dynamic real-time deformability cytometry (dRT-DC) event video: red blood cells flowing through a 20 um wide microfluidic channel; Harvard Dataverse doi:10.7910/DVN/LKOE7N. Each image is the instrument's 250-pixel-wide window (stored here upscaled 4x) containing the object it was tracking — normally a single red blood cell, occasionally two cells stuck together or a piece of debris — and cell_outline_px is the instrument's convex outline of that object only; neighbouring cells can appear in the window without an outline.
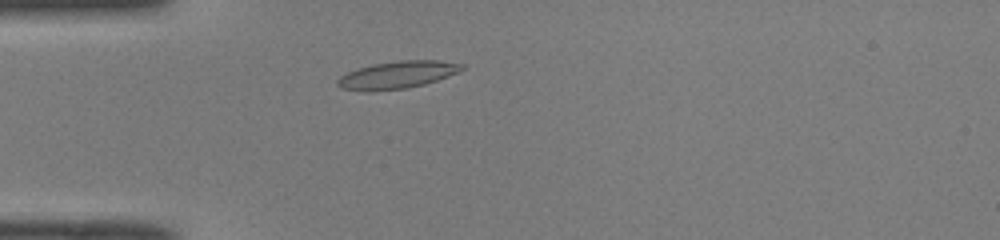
{"species": "common noctule bat (a hibernating species)", "species_latin": "Nyctalus noctula", "temperature_condition": "room temperature", "stored_images_in_passage": 42, "camera_frame_rate_fps": 3000, "um_per_image_px": 0.085, "animal": {"sex": "male", "body_mass_g": 19.0, "forearm_length_mm": 50.8}, "frame": {"image": 1, "passage_image": 7, "time_ms": 2.0, "image_size_px": [1000, 240], "cell_outline_px": [[464, 68], [448, 76], [424, 84], [408, 88], [368, 92], [364, 92], [340, 88], [336, 84], [336, 80], [340, 76], [356, 68], [372, 64], [400, 60], [436, 60], [464, 64]], "centroid_in_image_um": [33.7, 6.37], "position_along_channel_um": 51.3, "area_um2": 20.0}}
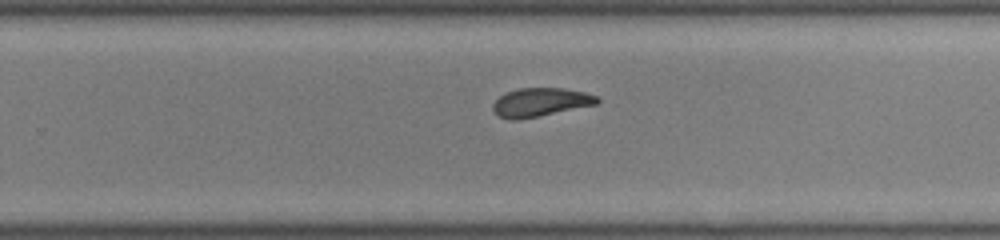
{"frame": {"image": 2, "passage_image": 25, "time_ms": 8.0, "image_size_px": [1000, 240], "cell_outline_px": [[600, 100], [596, 104], [540, 116], [516, 120], [508, 120], [500, 116], [492, 108], [492, 104], [500, 96], [508, 92], [520, 88], [564, 88], [584, 92], [596, 96]], "centroid_in_image_um": [45.93, 8.69], "position_along_channel_um": 283.9, "area_um2": 17.17}}
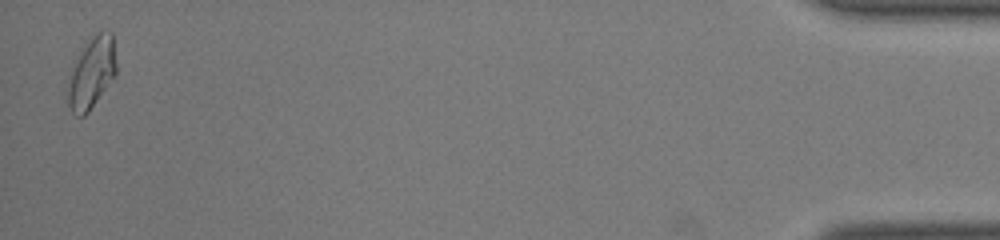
{"frame": {"image": 3, "passage_image": 42, "time_ms": 13.667, "image_size_px": [1000, 240], "cell_outline_px": [[116, 72], [88, 112], [84, 116], [76, 116], [72, 112], [68, 104], [68, 88], [72, 72], [84, 40], [96, 32], [112, 32], [116, 64]], "centroid_in_image_um": [7.79, 6.14], "position_along_channel_um": 427.4, "area_um2": 19.65}, "authors_computed_cell_mechanics": {"area_um2": 18.207, "velocity_mm_per_s": 4.0755, "shape_relaxation_time_tau1_ms": null, "shape_relaxation_time_tau2_ms": 1.8864, "deformation_change_tau1": null, "deformation_change_tau2": 0.0641}}